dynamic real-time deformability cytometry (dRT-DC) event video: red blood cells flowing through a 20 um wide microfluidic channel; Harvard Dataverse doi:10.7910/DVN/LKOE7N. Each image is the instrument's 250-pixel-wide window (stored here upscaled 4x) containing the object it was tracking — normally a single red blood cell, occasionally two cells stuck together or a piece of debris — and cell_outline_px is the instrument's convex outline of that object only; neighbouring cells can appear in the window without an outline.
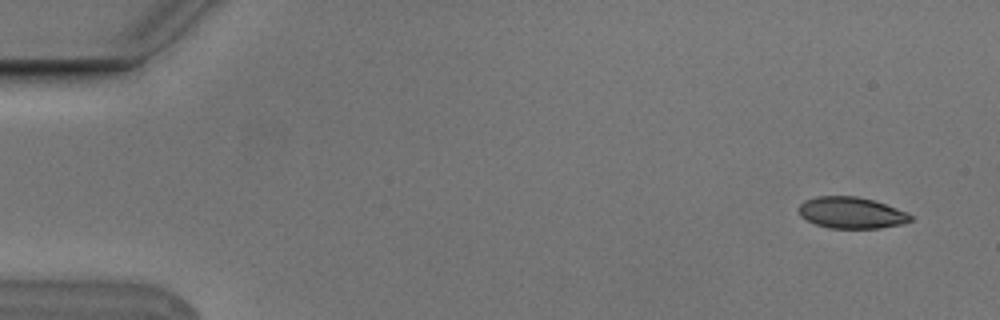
{"species": "Egyptian fruit bat (a non-hibernating species)", "species_latin": "Rousettus aegyptiacus", "temperature_condition": "cold", "stored_images_in_passage": 5, "camera_frame_rate_fps": 3000, "um_per_image_px": 0.085, "animal": {"sex": "male"}, "frame": {"image": 1, "passage_image": 1, "time_ms": 0.0, "image_size_px": [1000, 320], "cell_outline_px": [[912, 220], [904, 224], [880, 228], [828, 228], [816, 224], [800, 216], [800, 204], [804, 200], [816, 196], [856, 196], [872, 200], [908, 212], [912, 216]], "centroid_in_image_um": [72.38, 18.09], "position_along_channel_um": 12.6, "area_um2": 20.4}}
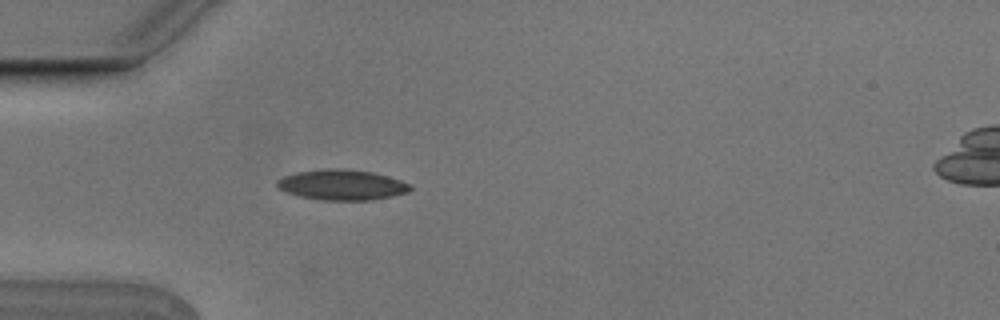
{"frame": {"image": 2, "passage_image": 4, "time_ms": 1.0, "image_size_px": [1000, 320], "cell_outline_px": [[412, 188], [408, 192], [392, 196], [372, 200], [320, 200], [300, 196], [288, 192], [280, 188], [276, 184], [276, 180], [284, 176], [296, 172], [328, 168], [340, 168], [372, 172], [388, 176], [412, 184]], "centroid_in_image_um": [29.09, 15.71], "position_along_channel_um": 55.9, "area_um2": 23.58}}